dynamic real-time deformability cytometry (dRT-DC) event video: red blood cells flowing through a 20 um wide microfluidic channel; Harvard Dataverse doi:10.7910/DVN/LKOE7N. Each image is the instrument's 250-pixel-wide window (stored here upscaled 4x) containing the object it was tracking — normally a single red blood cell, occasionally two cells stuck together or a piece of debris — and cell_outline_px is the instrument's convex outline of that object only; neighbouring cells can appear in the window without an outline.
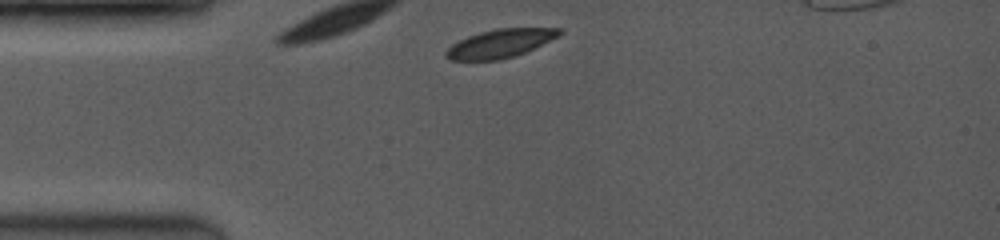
{"species": "common noctule bat (a hibernating species)", "species_latin": "Nyctalus noctula", "temperature_condition": "room temperature", "stored_images_in_passage": 2, "camera_frame_rate_fps": 3500, "um_per_image_px": 0.085, "animal": {"sex": "female", "body_mass_g": 19.0, "forearm_length_mm": 53.3}, "frame": {"image": 1, "passage_image": 1, "time_ms": 0.0, "image_size_px": [1000, 240], "cell_outline_px": [[564, 32], [516, 56], [496, 60], [452, 60], [444, 56], [444, 52], [452, 44], [468, 36], [480, 32], [496, 28], [560, 28]], "centroid_in_image_um": [42.45, 3.69], "position_along_channel_um": 42.5, "area_um2": 18.44}}